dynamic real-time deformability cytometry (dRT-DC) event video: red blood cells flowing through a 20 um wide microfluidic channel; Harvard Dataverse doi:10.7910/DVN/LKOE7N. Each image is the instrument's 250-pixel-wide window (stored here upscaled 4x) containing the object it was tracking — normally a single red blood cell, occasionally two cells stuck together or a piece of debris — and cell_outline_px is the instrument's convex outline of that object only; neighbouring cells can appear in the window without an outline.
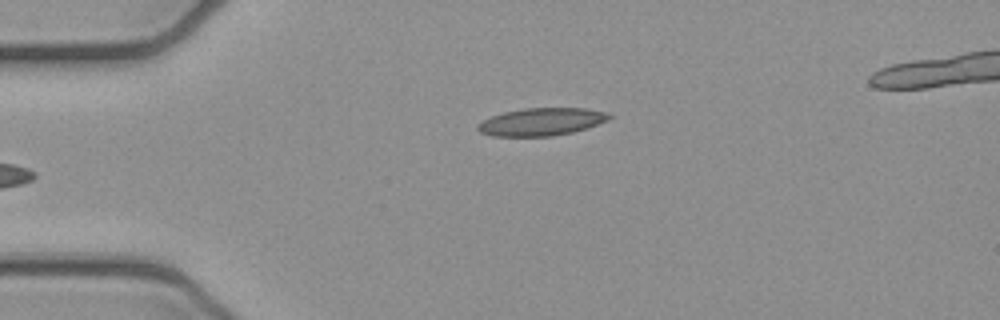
{"species": "common noctule bat (a hibernating species)", "species_latin": "Nyctalus noctula", "temperature_condition": "cold", "stored_images_in_passage": 7, "camera_frame_rate_fps": 3000, "um_per_image_px": 0.085, "animal": {"sex": "female", "body_mass_g": 21.9}, "frame": {"image": 1, "passage_image": 5, "time_ms": 1.333, "image_size_px": [1000, 320], "cell_outline_px": [[612, 116], [608, 120], [588, 128], [572, 132], [552, 136], [492, 136], [480, 132], [476, 128], [476, 124], [492, 116], [504, 112], [524, 108], [588, 108], [608, 112]], "centroid_in_image_um": [46.04, 10.35], "position_along_channel_um": 39.0, "area_um2": 21.27}}